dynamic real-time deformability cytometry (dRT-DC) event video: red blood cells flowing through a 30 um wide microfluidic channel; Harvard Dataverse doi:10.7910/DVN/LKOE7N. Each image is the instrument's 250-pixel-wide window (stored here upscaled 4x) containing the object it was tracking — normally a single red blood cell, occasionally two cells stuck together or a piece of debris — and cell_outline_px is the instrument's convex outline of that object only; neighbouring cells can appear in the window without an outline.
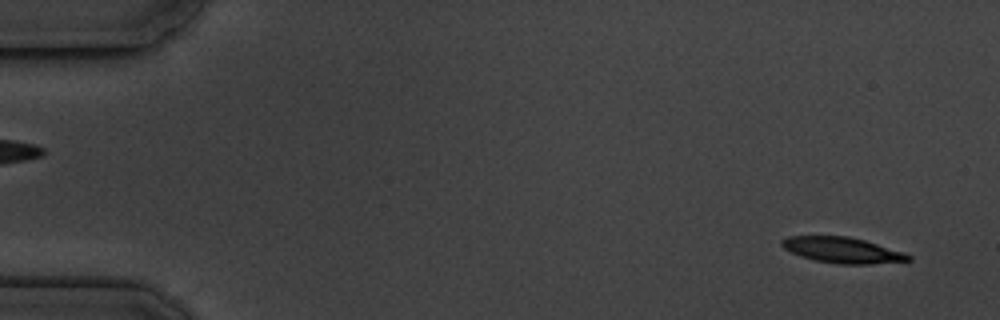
{"species": "common noctule bat (a hibernating species)", "species_latin": "Nyctalus noctula", "temperature_condition": "cold", "stored_images_in_passage": 10, "camera_frame_rate_fps": 3000, "um_per_image_px": 0.085, "animal": {"sex": "male", "body_mass_g": 19.5, "forearm_length_mm": 54.6}, "frame": {"image": 1, "passage_image": 1, "time_ms": 0.0, "image_size_px": [1000, 320], "cell_outline_px": [[912, 260], [872, 264], [840, 264], [816, 260], [800, 256], [784, 248], [780, 244], [780, 240], [788, 236], [848, 236], [864, 240], [904, 252], [912, 256]], "centroid_in_image_um": [71.6, 21.26], "position_along_channel_um": 13.4, "area_um2": 18.9}}
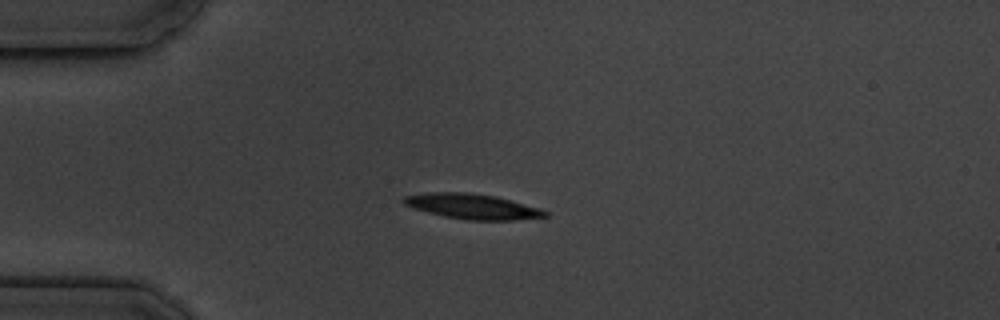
{"frame": {"image": 2, "passage_image": 4, "time_ms": 3.667, "image_size_px": [1000, 320], "cell_outline_px": [[548, 216], [512, 220], [468, 220], [444, 216], [412, 208], [404, 204], [400, 200], [404, 196], [432, 192], [468, 192], [496, 196], [540, 208], [548, 212]], "centroid_in_image_um": [40.13, 17.54], "position_along_channel_um": 44.9, "area_um2": 20.69}}
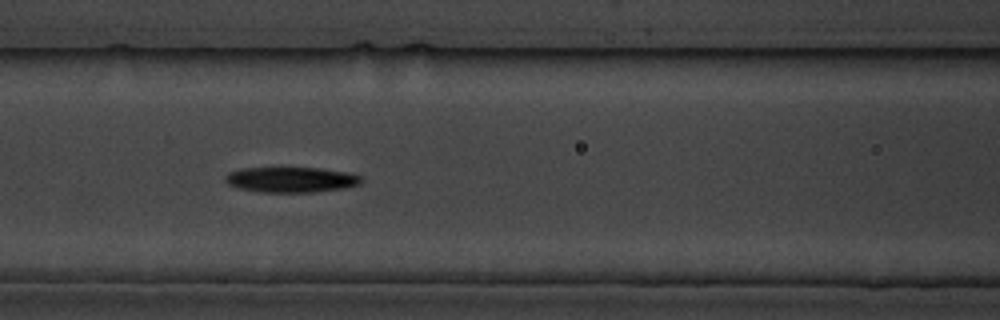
{"frame": {"image": 3, "passage_image": 7, "time_ms": 7.0, "image_size_px": [1000, 320], "cell_outline_px": [[364, 180], [360, 184], [344, 188], [312, 192], [260, 192], [236, 188], [228, 184], [224, 180], [224, 176], [228, 172], [240, 168], [324, 168], [348, 172], [360, 176]], "centroid_in_image_um": [24.72, 15.27], "position_along_channel_um": 141.9, "area_um2": 20.35}}